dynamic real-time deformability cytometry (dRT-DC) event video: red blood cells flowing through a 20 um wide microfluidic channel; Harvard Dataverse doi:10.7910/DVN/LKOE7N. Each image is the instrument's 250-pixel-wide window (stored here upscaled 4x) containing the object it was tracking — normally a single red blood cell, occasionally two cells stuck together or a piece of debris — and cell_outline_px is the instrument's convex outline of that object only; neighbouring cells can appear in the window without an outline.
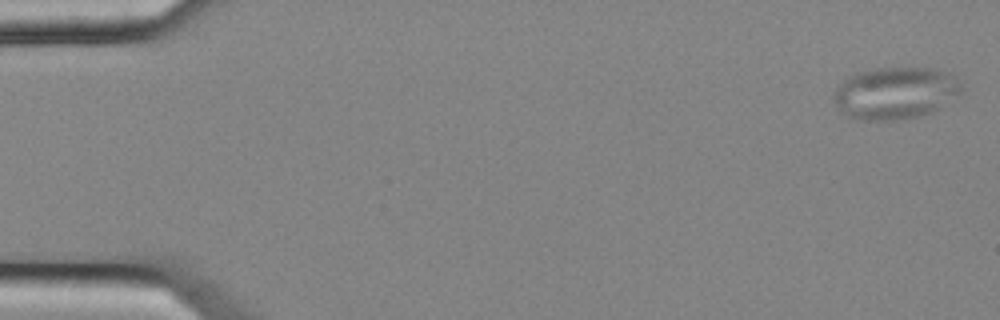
{"species": "common noctule bat (a hibernating species)", "species_latin": "Nyctalus noctula", "temperature_condition": "cold", "stored_images_in_passage": 55, "camera_frame_rate_fps": 3000, "um_per_image_px": 0.085, "animal": {"sex": "female", "body_mass_g": 25.1}, "frame": {"image": 1, "passage_image": 2, "time_ms": 0.333, "image_size_px": [1000, 320], "cell_outline_px": [[960, 92], [940, 108], [932, 112], [916, 116], [896, 120], [860, 120], [848, 116], [840, 112], [836, 104], [836, 92], [840, 84], [844, 80], [860, 72], [876, 68], [928, 68], [952, 76], [960, 84]], "centroid_in_image_um": [76.07, 7.93], "position_along_channel_um": 8.9, "area_um2": 37.74}}
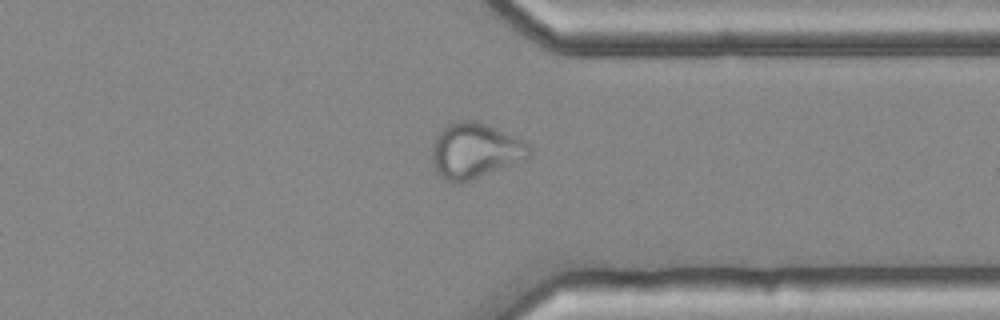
{"frame": {"image": 2, "passage_image": 43, "time_ms": 14.0, "image_size_px": [1000, 320], "cell_outline_px": [[532, 156], [528, 160], [456, 184], [444, 180], [436, 172], [432, 164], [432, 144], [436, 136], [448, 124], [456, 120], [476, 120], [496, 128], [528, 144], [532, 148]], "centroid_in_image_um": [40.38, 12.82], "position_along_channel_um": 371.0, "area_um2": 31.56}}
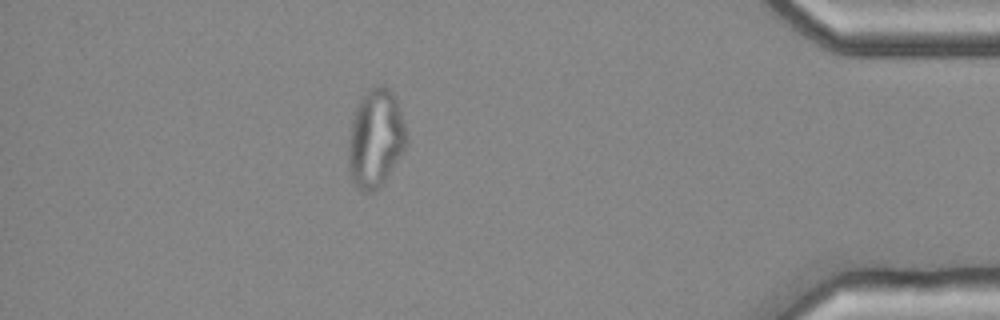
{"frame": {"image": 3, "passage_image": 49, "time_ms": 16.0, "image_size_px": [1000, 320], "cell_outline_px": [[408, 140], [404, 148], [384, 180], [372, 192], [364, 192], [352, 180], [348, 164], [348, 140], [352, 120], [356, 108], [360, 100], [372, 88], [380, 84], [384, 84], [392, 92], [396, 100], [408, 136]], "centroid_in_image_um": [31.91, 11.75], "position_along_channel_um": 403.3, "area_um2": 32.48}}